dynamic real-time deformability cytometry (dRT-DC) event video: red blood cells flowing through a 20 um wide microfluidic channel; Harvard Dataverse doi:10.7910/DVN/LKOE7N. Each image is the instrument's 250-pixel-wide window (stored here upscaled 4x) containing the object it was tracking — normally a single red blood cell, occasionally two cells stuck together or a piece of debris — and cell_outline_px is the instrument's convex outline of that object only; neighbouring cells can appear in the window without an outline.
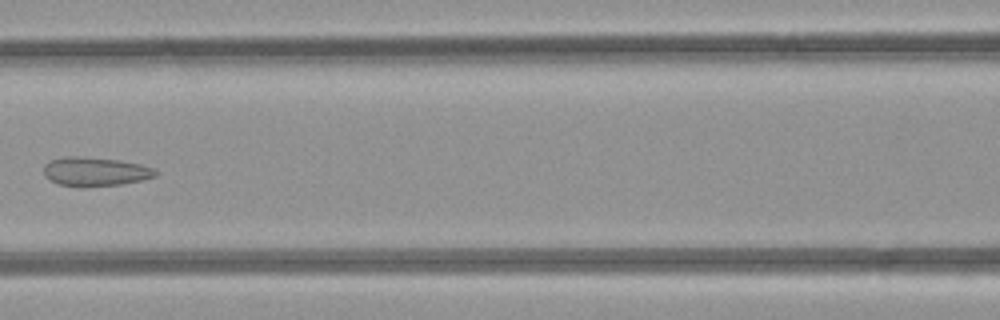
{"species": "common noctule bat (a hibernating species)", "species_latin": "Nyctalus noctula", "temperature_condition": "room temperature", "stored_images_in_passage": 7, "camera_frame_rate_fps": 3000, "um_per_image_px": 0.085, "animal": {"sex": "female", "body_mass_g": 21.9}, "frame": {"image": 1, "passage_image": 6, "time_ms": 6.667, "image_size_px": [1000, 320], "cell_outline_px": [[160, 172], [156, 176], [140, 180], [120, 184], [84, 188], [80, 188], [60, 184], [44, 176], [44, 164], [52, 160], [64, 156], [76, 156], [116, 160], [140, 164], [152, 168]], "centroid_in_image_um": [8.08, 14.6], "position_along_channel_um": 158.5, "area_um2": 18.84}}
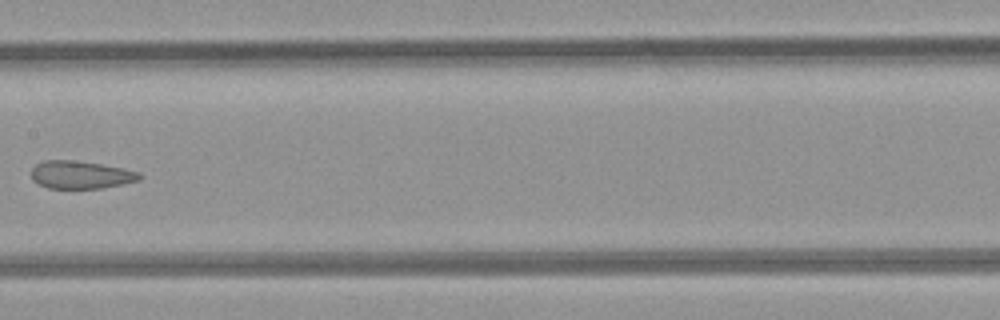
{"frame": {"image": 2, "passage_image": 7, "time_ms": 7.667, "image_size_px": [1000, 320], "cell_outline_px": [[144, 176], [140, 180], [104, 188], [48, 188], [32, 180], [32, 168], [36, 164], [44, 160], [72, 160], [100, 164], [124, 168], [140, 172]], "centroid_in_image_um": [6.9, 14.85], "position_along_channel_um": 200.5, "area_um2": 17.57}}